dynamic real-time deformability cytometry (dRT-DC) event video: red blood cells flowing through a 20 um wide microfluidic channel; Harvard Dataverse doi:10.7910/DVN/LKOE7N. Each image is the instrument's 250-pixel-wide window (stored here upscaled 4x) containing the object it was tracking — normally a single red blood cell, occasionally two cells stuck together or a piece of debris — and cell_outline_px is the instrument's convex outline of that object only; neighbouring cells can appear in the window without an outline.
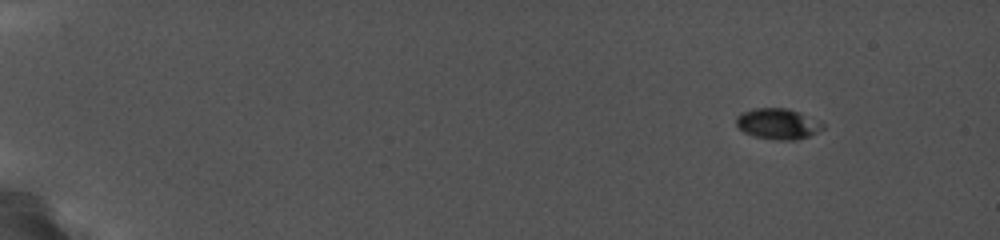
{"species": "common noctule bat (a hibernating species)", "species_latin": "Nyctalus noctula", "temperature_condition": "cold", "stored_images_in_passage": 41, "camera_frame_rate_fps": 5000, "um_per_image_px": 0.085, "animal": {"sex": "female", "body_mass_g": 19.0, "forearm_length_mm": 56.7}, "frame": {"image": 1, "passage_image": 3, "time_ms": 1.6, "image_size_px": [1000, 240], "cell_outline_px": [[824, 128], [808, 136], [796, 140], [776, 140], [756, 136], [744, 132], [736, 124], [736, 116], [740, 112], [752, 108], [788, 108], [800, 112], [820, 120], [824, 124]], "centroid_in_image_um": [66.12, 10.5], "position_along_channel_um": 18.9, "area_um2": 15.66}}
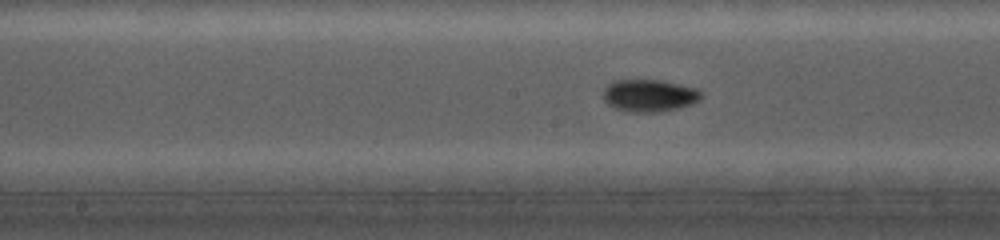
{"frame": {"image": 2, "passage_image": 21, "time_ms": 10.2, "image_size_px": [1000, 240], "cell_outline_px": [[700, 96], [692, 104], [660, 112], [632, 112], [616, 108], [608, 104], [604, 100], [604, 92], [612, 84], [620, 80], [656, 80], [692, 88], [700, 92]], "centroid_in_image_um": [55.16, 8.15], "position_along_channel_um": 193.0, "area_um2": 17.51}}
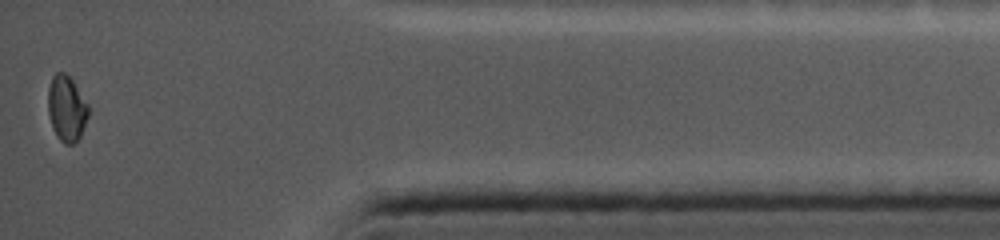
{"frame": {"image": 3, "passage_image": 41, "time_ms": 17.0, "image_size_px": [1000, 240], "cell_outline_px": [[88, 116], [80, 136], [72, 144], [64, 144], [56, 136], [48, 112], [48, 92], [52, 80], [56, 72], [60, 72], [68, 76], [88, 108]], "centroid_in_image_um": [5.63, 9.28], "position_along_channel_um": 429.6, "area_um2": 14.62}}